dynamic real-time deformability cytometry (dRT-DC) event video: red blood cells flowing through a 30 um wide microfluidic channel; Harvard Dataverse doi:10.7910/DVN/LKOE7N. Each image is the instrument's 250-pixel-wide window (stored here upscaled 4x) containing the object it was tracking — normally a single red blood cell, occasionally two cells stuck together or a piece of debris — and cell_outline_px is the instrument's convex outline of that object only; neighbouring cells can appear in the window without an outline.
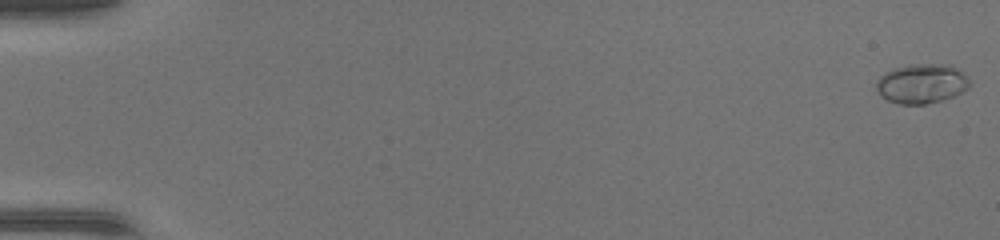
{"species": "common noctule bat (a hibernating species)", "species_latin": "Nyctalus noctula", "temperature_condition": "warm", "stored_images_in_passage": 49, "camera_frame_rate_fps": 3000, "um_per_image_px": 0.085, "animal": {"sex": "female", "body_mass_g": 17.0, "forearm_length_mm": 48.0}, "frame": {"image": 1, "passage_image": 1, "time_ms": 0.0, "image_size_px": [1000, 240], "cell_outline_px": [[972, 84], [968, 88], [952, 96], [940, 100], [924, 104], [900, 104], [888, 100], [880, 96], [876, 88], [876, 80], [884, 72], [896, 68], [916, 64], [952, 64]], "centroid_in_image_um": [78.31, 7.1], "position_along_channel_um": 6.7, "area_um2": 21.27}}
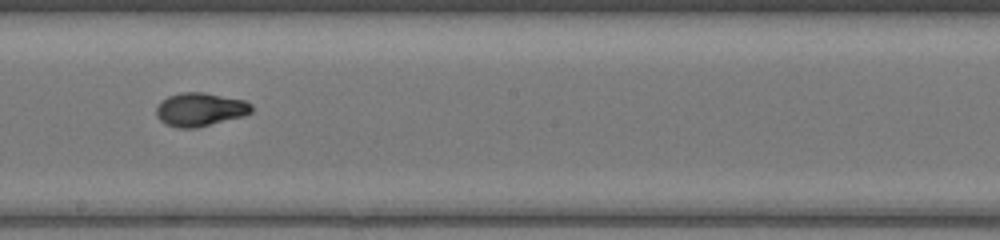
{"frame": {"image": 2, "passage_image": 29, "time_ms": 9.333, "image_size_px": [1000, 240], "cell_outline_px": [[252, 112], [244, 116], [196, 128], [176, 128], [164, 124], [156, 116], [156, 108], [160, 100], [168, 96], [180, 92], [204, 92], [244, 100], [252, 104]], "centroid_in_image_um": [16.98, 9.31], "position_along_channel_um": 231.2, "area_um2": 18.84}}
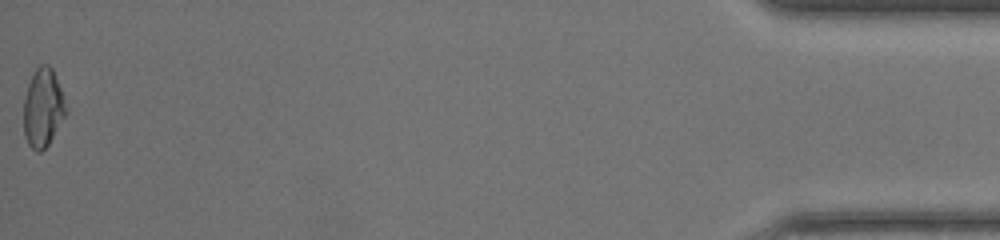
{"frame": {"image": 3, "passage_image": 49, "time_ms": 16.0, "image_size_px": [1000, 240], "cell_outline_px": [[68, 112], [48, 144], [40, 152], [36, 152], [28, 144], [24, 136], [24, 100], [28, 84], [36, 68], [40, 64], [48, 64], [52, 68], [68, 108]], "centroid_in_image_um": [3.66, 9.17], "position_along_channel_um": 431.5, "area_um2": 19.31}, "authors_computed_cell_mechanics": {"area_um2": 18.5538, "velocity_mm_per_s": 4.4209, "shape_relaxation_time_tau1_ms": 8.4841, "shape_relaxation_time_tau2_ms": null, "deformation_change_tau1": 0.2961, "deformation_change_tau2": null}}